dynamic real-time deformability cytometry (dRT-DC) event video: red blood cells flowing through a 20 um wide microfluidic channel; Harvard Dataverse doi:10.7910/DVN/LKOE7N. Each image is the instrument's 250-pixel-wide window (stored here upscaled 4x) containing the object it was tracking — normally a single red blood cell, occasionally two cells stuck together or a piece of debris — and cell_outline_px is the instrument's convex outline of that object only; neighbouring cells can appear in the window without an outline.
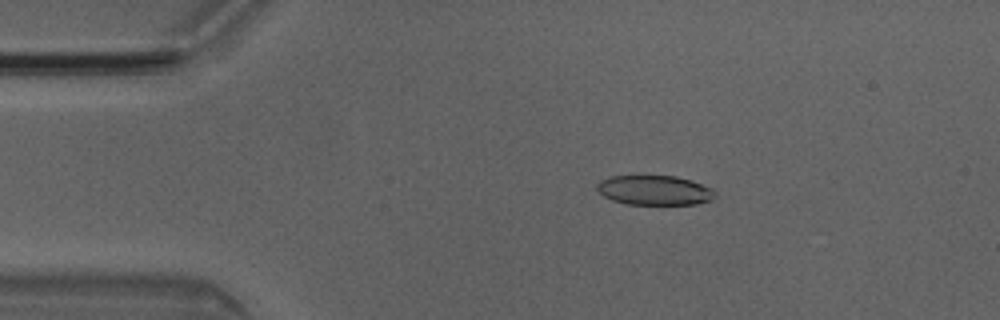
{"species": "Egyptian fruit bat (a non-hibernating species)", "species_latin": "Rousettus aegyptiacus", "temperature_condition": "room temperature", "stored_images_in_passage": 6, "camera_frame_rate_fps": 3000, "um_per_image_px": 0.085, "animal": {"sex": "male"}, "frame": {"image": 1, "passage_image": 3, "time_ms": 0.667, "image_size_px": [1000, 320], "cell_outline_px": [[716, 196], [712, 200], [696, 204], [628, 204], [612, 200], [604, 196], [596, 188], [596, 184], [600, 180], [612, 176], [676, 176], [692, 180], [712, 188], [716, 192]], "centroid_in_image_um": [55.66, 16.17], "position_along_channel_um": 29.3, "area_um2": 20.46}}